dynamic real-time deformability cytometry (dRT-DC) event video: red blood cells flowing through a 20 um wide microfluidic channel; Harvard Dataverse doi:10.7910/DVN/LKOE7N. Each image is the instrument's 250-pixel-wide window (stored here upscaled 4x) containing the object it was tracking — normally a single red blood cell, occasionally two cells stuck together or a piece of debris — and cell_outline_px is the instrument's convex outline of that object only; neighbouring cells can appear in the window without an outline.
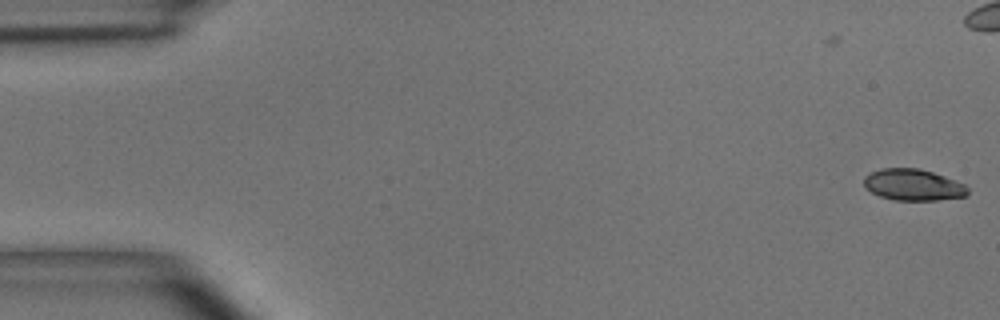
{"species": "common noctule bat (a hibernating species)", "species_latin": "Nyctalus noctula", "temperature_condition": "room temperature", "stored_images_in_passage": 6, "camera_frame_rate_fps": 3000, "um_per_image_px": 0.085, "animal": {"sex": "male", "body_mass_g": 15.6}, "frame": {"image": 1, "passage_image": 1, "time_ms": 0.0, "image_size_px": [1000, 320], "cell_outline_px": [[968, 196], [936, 200], [892, 200], [880, 196], [872, 192], [864, 184], [864, 176], [880, 168], [920, 168], [944, 176], [964, 184], [968, 188]], "centroid_in_image_um": [77.63, 15.71], "position_along_channel_um": 7.4, "area_um2": 18.96}}